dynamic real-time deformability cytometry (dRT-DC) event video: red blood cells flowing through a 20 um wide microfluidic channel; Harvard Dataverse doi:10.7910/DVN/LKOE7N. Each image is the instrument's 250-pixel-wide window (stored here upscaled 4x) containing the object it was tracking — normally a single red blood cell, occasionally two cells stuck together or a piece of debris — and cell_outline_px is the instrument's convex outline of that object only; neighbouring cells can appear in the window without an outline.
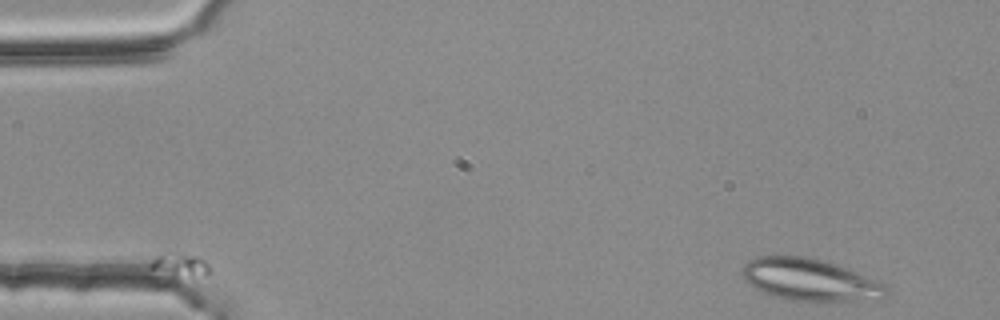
{"species": "common noctule bat (a hibernating species)", "species_latin": "Nyctalus noctula", "temperature_condition": "room temperature", "stored_images_in_passage": 47, "segment_of_instrument_passage": [1, 2], "camera_frame_rate_fps": 3000, "um_per_image_px": 0.085, "animal": {"sex": "female", "body_mass_g": 25.1}, "frame": {"image": 1, "passage_image": 1, "time_ms": 0.0, "image_size_px": [1000, 320], "cell_outline_px": [[888, 296], [880, 300], [816, 304], [812, 304], [784, 300], [760, 292], [748, 284], [744, 280], [740, 272], [748, 260], [756, 256], [804, 256], [824, 260], [836, 264], [888, 284]], "centroid_in_image_um": [68.89, 23.85], "position_along_channel_um": 16.1, "area_um2": 37.17}}